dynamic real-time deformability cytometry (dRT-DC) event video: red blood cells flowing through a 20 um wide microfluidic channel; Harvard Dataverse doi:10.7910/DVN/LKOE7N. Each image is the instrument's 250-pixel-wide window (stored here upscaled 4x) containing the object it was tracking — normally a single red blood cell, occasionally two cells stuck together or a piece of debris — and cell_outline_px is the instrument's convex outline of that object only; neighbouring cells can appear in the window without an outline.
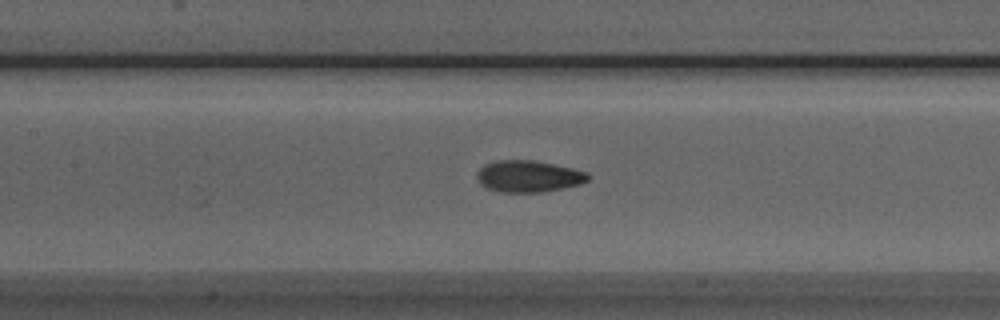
{"species": "Egyptian fruit bat (a non-hibernating species)", "species_latin": "Rousettus aegyptiacus", "temperature_condition": "room temperature", "stored_images_in_passage": 42, "camera_frame_rate_fps": 3000, "um_per_image_px": 0.085, "animal": {"sex": "male"}, "frame": {"image": 1, "passage_image": 23, "time_ms": 7.333, "image_size_px": [1000, 320], "cell_outline_px": [[588, 180], [580, 184], [564, 188], [540, 192], [500, 192], [484, 188], [480, 184], [476, 176], [476, 172], [484, 164], [496, 160], [532, 160], [572, 168], [588, 172]], "centroid_in_image_um": [44.87, 14.99], "position_along_channel_um": 162.5, "area_um2": 20.58}}
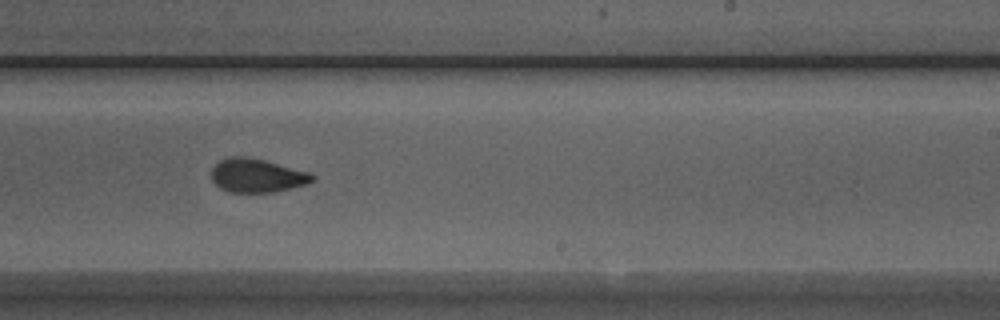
{"frame": {"image": 2, "passage_image": 31, "time_ms": 10.0, "image_size_px": [1000, 320], "cell_outline_px": [[316, 176], [308, 184], [276, 192], [228, 192], [220, 188], [212, 180], [212, 168], [220, 160], [228, 156], [248, 156], [264, 160], [308, 172]], "centroid_in_image_um": [21.83, 14.92], "position_along_channel_um": 267.2, "area_um2": 19.83}}
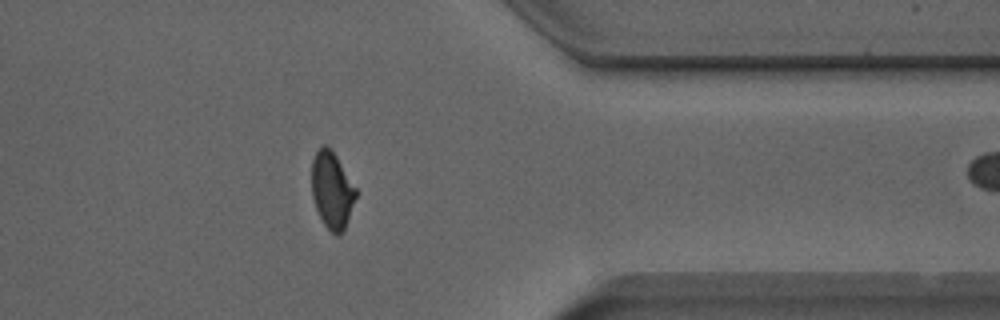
{"frame": {"image": 3, "passage_image": 41, "time_ms": 13.333, "image_size_px": [1000, 320], "cell_outline_px": [[356, 196], [344, 228], [340, 236], [336, 236], [324, 224], [316, 208], [312, 196], [312, 160], [316, 152], [324, 144], [328, 144], [332, 148], [356, 188]], "centroid_in_image_um": [28.21, 16.12], "position_along_channel_um": 383.2, "area_um2": 19.59}}